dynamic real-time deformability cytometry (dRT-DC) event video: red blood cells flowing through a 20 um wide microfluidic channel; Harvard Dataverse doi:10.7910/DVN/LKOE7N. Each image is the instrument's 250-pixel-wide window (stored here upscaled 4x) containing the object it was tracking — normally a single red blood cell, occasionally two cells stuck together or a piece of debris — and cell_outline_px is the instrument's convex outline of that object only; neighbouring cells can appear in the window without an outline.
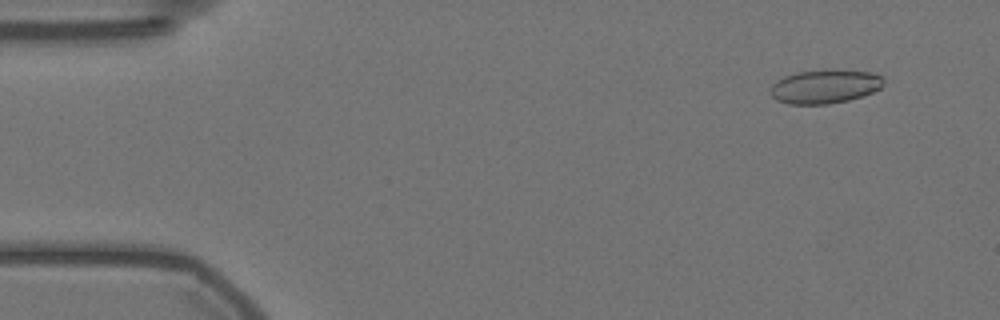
{"species": "Egyptian fruit bat (a non-hibernating species)", "species_latin": "Rousettus aegyptiacus", "temperature_condition": "warm", "stored_images_in_passage": 57, "camera_frame_rate_fps": 3000, "um_per_image_px": 0.085, "animal": {"sex": "female"}, "frame": {"image": 1, "passage_image": 5, "time_ms": 1.333, "image_size_px": [1000, 320], "cell_outline_px": [[884, 84], [880, 88], [872, 92], [848, 100], [828, 104], [788, 104], [776, 100], [768, 92], [768, 88], [776, 80], [784, 76], [796, 72], [828, 68], [872, 72], [880, 76], [884, 80]], "centroid_in_image_um": [70.06, 7.33], "position_along_channel_um": 14.9, "area_um2": 22.77}}
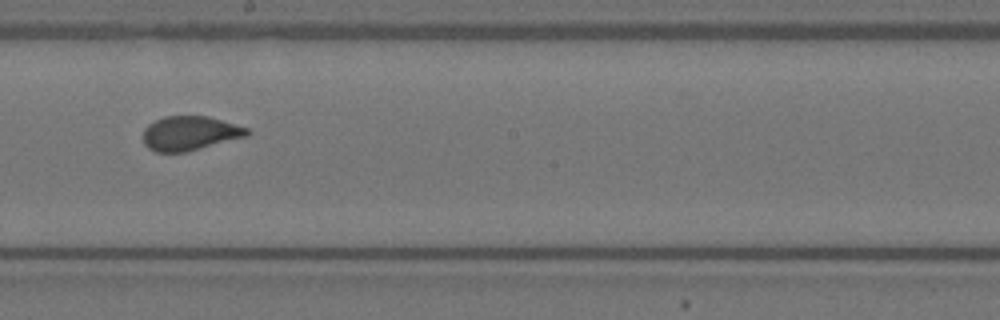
{"frame": {"image": 2, "passage_image": 32, "time_ms": 10.333, "image_size_px": [1000, 320], "cell_outline_px": [[252, 132], [248, 136], [184, 152], [156, 152], [148, 148], [144, 144], [144, 128], [148, 124], [164, 116], [208, 116], [248, 128]], "centroid_in_image_um": [16.14, 11.32], "position_along_channel_um": 232.1, "area_um2": 20.69}}
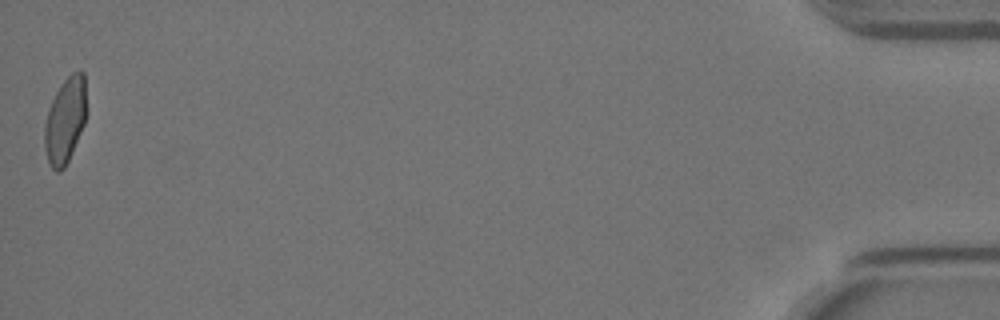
{"frame": {"image": 3, "passage_image": 57, "time_ms": 18.667, "image_size_px": [1000, 320], "cell_outline_px": [[88, 112], [84, 124], [72, 152], [64, 168], [60, 172], [56, 172], [52, 168], [48, 160], [44, 148], [44, 124], [48, 108], [60, 84], [72, 72], [80, 68], [84, 72]], "centroid_in_image_um": [5.56, 10.18], "position_along_channel_um": 429.6, "area_um2": 21.44}, "authors_computed_cell_mechanics": {"area_um2": 21.5594, "velocity_mm_per_s": 3.5508, "shape_relaxation_time_tau1_ms": 7.6159, "shape_relaxation_time_tau2_ms": null, "deformation_change_tau1": 0.1554, "deformation_change_tau2": null}}